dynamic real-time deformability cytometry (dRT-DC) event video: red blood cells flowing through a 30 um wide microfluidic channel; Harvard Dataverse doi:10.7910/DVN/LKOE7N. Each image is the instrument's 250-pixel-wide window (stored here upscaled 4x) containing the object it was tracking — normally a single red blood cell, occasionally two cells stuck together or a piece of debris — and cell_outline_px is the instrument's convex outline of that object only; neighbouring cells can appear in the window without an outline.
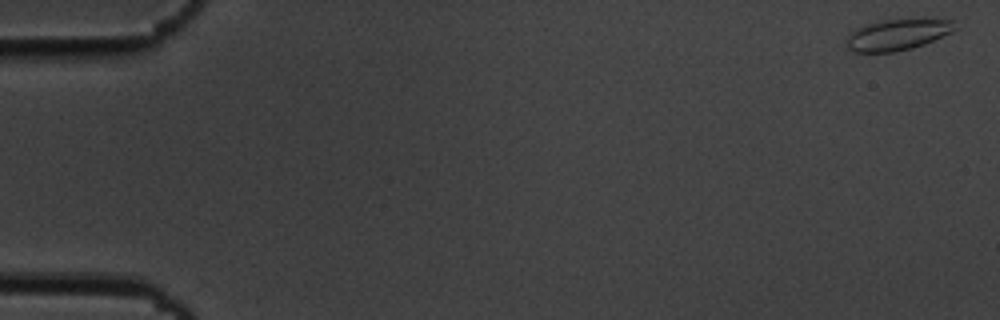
{"species": "common noctule bat (a hibernating species)", "species_latin": "Nyctalus noctula", "temperature_condition": "cold", "stored_images_in_passage": 55, "camera_frame_rate_fps": 3000, "um_per_image_px": 0.085, "animal": {"sex": "male", "body_mass_g": 19.5, "forearm_length_mm": 54.6}, "frame": {"image": 1, "passage_image": 1, "time_ms": 0.0, "image_size_px": [1000, 320], "cell_outline_px": [[956, 28], [952, 32], [924, 44], [912, 48], [892, 52], [852, 52], [844, 44], [844, 40], [848, 32], [856, 28], [868, 24], [884, 20], [952, 20]], "centroid_in_image_um": [76.18, 2.97], "position_along_channel_um": 8.8, "area_um2": 19.48}}
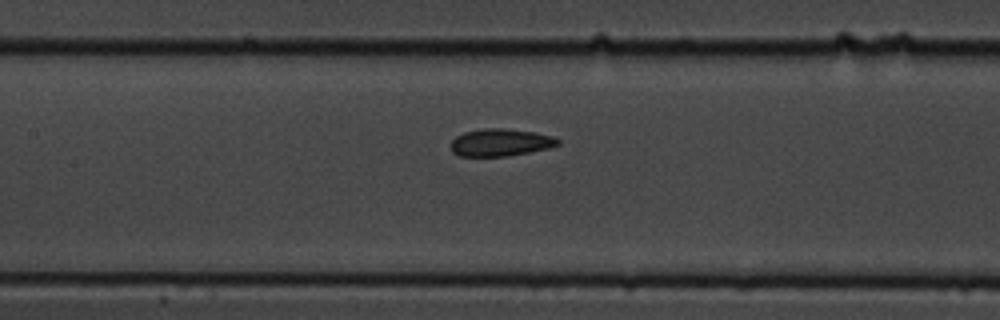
{"frame": {"image": 2, "passage_image": 26, "time_ms": 8.333, "image_size_px": [1000, 320], "cell_outline_px": [[560, 144], [548, 148], [508, 156], [460, 156], [452, 152], [452, 140], [456, 136], [464, 132], [484, 128], [504, 128], [536, 132], [552, 136], [560, 140]], "centroid_in_image_um": [42.55, 12.1], "position_along_channel_um": 164.9, "area_um2": 17.05}}
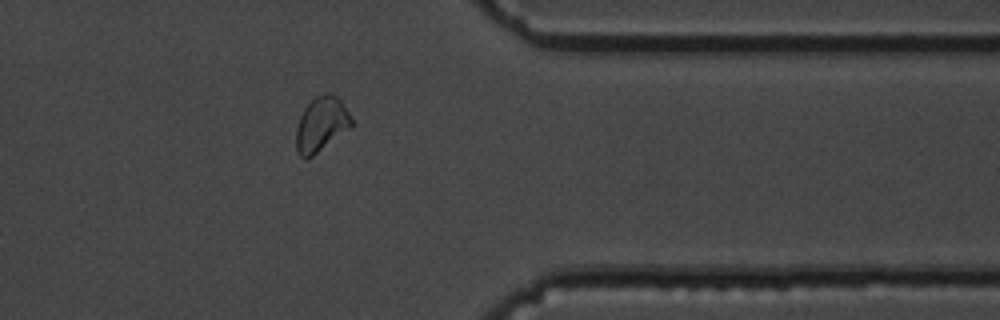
{"frame": {"image": 3, "passage_image": 45, "time_ms": 14.667, "image_size_px": [1000, 320], "cell_outline_px": [[352, 124], [348, 128], [308, 160], [304, 160], [296, 152], [296, 128], [300, 116], [304, 108], [316, 96], [324, 92], [332, 92], [340, 100], [348, 112], [352, 120]], "centroid_in_image_um": [27.26, 10.57], "position_along_channel_um": 384.1, "area_um2": 17.51}, "authors_computed_cell_mechanics": {"area_um2": 17.629, "velocity_mm_per_s": 3.6206, "shape_relaxation_time_tau1_ms": null, "shape_relaxation_time_tau2_ms": 2.0072, "deformation_change_tau1": null, "deformation_change_tau2": 0.0667}}